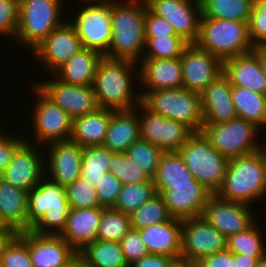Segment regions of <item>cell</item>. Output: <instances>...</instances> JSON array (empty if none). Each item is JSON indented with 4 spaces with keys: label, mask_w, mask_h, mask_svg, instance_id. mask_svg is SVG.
<instances>
[{
    "label": "cell",
    "mask_w": 266,
    "mask_h": 267,
    "mask_svg": "<svg viewBox=\"0 0 266 267\" xmlns=\"http://www.w3.org/2000/svg\"><path fill=\"white\" fill-rule=\"evenodd\" d=\"M137 84L139 87L138 64L103 56L98 62L92 87L99 108L130 111L142 102L140 89H135Z\"/></svg>",
    "instance_id": "obj_1"
},
{
    "label": "cell",
    "mask_w": 266,
    "mask_h": 267,
    "mask_svg": "<svg viewBox=\"0 0 266 267\" xmlns=\"http://www.w3.org/2000/svg\"><path fill=\"white\" fill-rule=\"evenodd\" d=\"M147 7V3L142 1L112 2V34L105 57L136 64L143 59Z\"/></svg>",
    "instance_id": "obj_2"
},
{
    "label": "cell",
    "mask_w": 266,
    "mask_h": 267,
    "mask_svg": "<svg viewBox=\"0 0 266 267\" xmlns=\"http://www.w3.org/2000/svg\"><path fill=\"white\" fill-rule=\"evenodd\" d=\"M227 200L253 206L266 198V151L230 158L221 188L215 194Z\"/></svg>",
    "instance_id": "obj_3"
},
{
    "label": "cell",
    "mask_w": 266,
    "mask_h": 267,
    "mask_svg": "<svg viewBox=\"0 0 266 267\" xmlns=\"http://www.w3.org/2000/svg\"><path fill=\"white\" fill-rule=\"evenodd\" d=\"M70 211L66 189L44 175L28 192L27 231L61 235Z\"/></svg>",
    "instance_id": "obj_4"
},
{
    "label": "cell",
    "mask_w": 266,
    "mask_h": 267,
    "mask_svg": "<svg viewBox=\"0 0 266 267\" xmlns=\"http://www.w3.org/2000/svg\"><path fill=\"white\" fill-rule=\"evenodd\" d=\"M64 0H19V24L14 41L30 53L65 18Z\"/></svg>",
    "instance_id": "obj_5"
},
{
    "label": "cell",
    "mask_w": 266,
    "mask_h": 267,
    "mask_svg": "<svg viewBox=\"0 0 266 267\" xmlns=\"http://www.w3.org/2000/svg\"><path fill=\"white\" fill-rule=\"evenodd\" d=\"M194 44L222 61L255 49L249 36L248 22L208 18L203 15Z\"/></svg>",
    "instance_id": "obj_6"
},
{
    "label": "cell",
    "mask_w": 266,
    "mask_h": 267,
    "mask_svg": "<svg viewBox=\"0 0 266 267\" xmlns=\"http://www.w3.org/2000/svg\"><path fill=\"white\" fill-rule=\"evenodd\" d=\"M194 179L215 195L221 188L229 159L204 136L195 132L178 150Z\"/></svg>",
    "instance_id": "obj_7"
},
{
    "label": "cell",
    "mask_w": 266,
    "mask_h": 267,
    "mask_svg": "<svg viewBox=\"0 0 266 267\" xmlns=\"http://www.w3.org/2000/svg\"><path fill=\"white\" fill-rule=\"evenodd\" d=\"M140 91L142 103L153 113L182 122L194 132L202 131L204 119L200 94L183 87Z\"/></svg>",
    "instance_id": "obj_8"
},
{
    "label": "cell",
    "mask_w": 266,
    "mask_h": 267,
    "mask_svg": "<svg viewBox=\"0 0 266 267\" xmlns=\"http://www.w3.org/2000/svg\"><path fill=\"white\" fill-rule=\"evenodd\" d=\"M260 131L256 124L237 117L221 124H203L201 132L221 155L230 159L263 149Z\"/></svg>",
    "instance_id": "obj_9"
},
{
    "label": "cell",
    "mask_w": 266,
    "mask_h": 267,
    "mask_svg": "<svg viewBox=\"0 0 266 267\" xmlns=\"http://www.w3.org/2000/svg\"><path fill=\"white\" fill-rule=\"evenodd\" d=\"M80 2L84 5L78 7L77 15L73 12L74 17L68 21L73 25L83 48L97 51L104 56L109 50L112 34V2L98 0H80Z\"/></svg>",
    "instance_id": "obj_10"
},
{
    "label": "cell",
    "mask_w": 266,
    "mask_h": 267,
    "mask_svg": "<svg viewBox=\"0 0 266 267\" xmlns=\"http://www.w3.org/2000/svg\"><path fill=\"white\" fill-rule=\"evenodd\" d=\"M32 93L35 94V104L31 108L32 123L31 128L34 132L31 136L25 137V140L45 146L48 143L69 141L72 133V118L57 104L51 101L34 83H32ZM33 140V141H32Z\"/></svg>",
    "instance_id": "obj_11"
},
{
    "label": "cell",
    "mask_w": 266,
    "mask_h": 267,
    "mask_svg": "<svg viewBox=\"0 0 266 267\" xmlns=\"http://www.w3.org/2000/svg\"><path fill=\"white\" fill-rule=\"evenodd\" d=\"M227 238L203 217L182 220L181 263L192 267L205 256L226 250Z\"/></svg>",
    "instance_id": "obj_12"
},
{
    "label": "cell",
    "mask_w": 266,
    "mask_h": 267,
    "mask_svg": "<svg viewBox=\"0 0 266 267\" xmlns=\"http://www.w3.org/2000/svg\"><path fill=\"white\" fill-rule=\"evenodd\" d=\"M135 109L139 112L141 139L157 146L163 152H178L195 133L182 122L153 113L142 102Z\"/></svg>",
    "instance_id": "obj_13"
},
{
    "label": "cell",
    "mask_w": 266,
    "mask_h": 267,
    "mask_svg": "<svg viewBox=\"0 0 266 267\" xmlns=\"http://www.w3.org/2000/svg\"><path fill=\"white\" fill-rule=\"evenodd\" d=\"M44 153L43 146L25 140L14 152L10 164L0 178L29 192L45 175Z\"/></svg>",
    "instance_id": "obj_14"
},
{
    "label": "cell",
    "mask_w": 266,
    "mask_h": 267,
    "mask_svg": "<svg viewBox=\"0 0 266 267\" xmlns=\"http://www.w3.org/2000/svg\"><path fill=\"white\" fill-rule=\"evenodd\" d=\"M82 44L73 25L66 19L56 27L31 53L53 75L75 53L81 50ZM47 68V69H46Z\"/></svg>",
    "instance_id": "obj_15"
},
{
    "label": "cell",
    "mask_w": 266,
    "mask_h": 267,
    "mask_svg": "<svg viewBox=\"0 0 266 267\" xmlns=\"http://www.w3.org/2000/svg\"><path fill=\"white\" fill-rule=\"evenodd\" d=\"M32 83L72 119L95 112L99 108L92 86L66 84L54 75H49V80H33Z\"/></svg>",
    "instance_id": "obj_16"
},
{
    "label": "cell",
    "mask_w": 266,
    "mask_h": 267,
    "mask_svg": "<svg viewBox=\"0 0 266 267\" xmlns=\"http://www.w3.org/2000/svg\"><path fill=\"white\" fill-rule=\"evenodd\" d=\"M148 8L166 19L188 44L198 38L202 6L200 0H148Z\"/></svg>",
    "instance_id": "obj_17"
},
{
    "label": "cell",
    "mask_w": 266,
    "mask_h": 267,
    "mask_svg": "<svg viewBox=\"0 0 266 267\" xmlns=\"http://www.w3.org/2000/svg\"><path fill=\"white\" fill-rule=\"evenodd\" d=\"M180 58L183 88L200 95L223 73V61L195 44H188Z\"/></svg>",
    "instance_id": "obj_18"
},
{
    "label": "cell",
    "mask_w": 266,
    "mask_h": 267,
    "mask_svg": "<svg viewBox=\"0 0 266 267\" xmlns=\"http://www.w3.org/2000/svg\"><path fill=\"white\" fill-rule=\"evenodd\" d=\"M251 205L223 200L212 195L204 207L202 216L226 238L235 235L256 221Z\"/></svg>",
    "instance_id": "obj_19"
},
{
    "label": "cell",
    "mask_w": 266,
    "mask_h": 267,
    "mask_svg": "<svg viewBox=\"0 0 266 267\" xmlns=\"http://www.w3.org/2000/svg\"><path fill=\"white\" fill-rule=\"evenodd\" d=\"M44 149L47 177L63 187L80 178L83 147L69 140L48 143Z\"/></svg>",
    "instance_id": "obj_20"
},
{
    "label": "cell",
    "mask_w": 266,
    "mask_h": 267,
    "mask_svg": "<svg viewBox=\"0 0 266 267\" xmlns=\"http://www.w3.org/2000/svg\"><path fill=\"white\" fill-rule=\"evenodd\" d=\"M18 236L28 246L33 267H63L78 254L60 235H40L28 230Z\"/></svg>",
    "instance_id": "obj_21"
},
{
    "label": "cell",
    "mask_w": 266,
    "mask_h": 267,
    "mask_svg": "<svg viewBox=\"0 0 266 267\" xmlns=\"http://www.w3.org/2000/svg\"><path fill=\"white\" fill-rule=\"evenodd\" d=\"M160 195L171 217L185 220L202 216L204 207L213 194L194 179L190 184L169 185Z\"/></svg>",
    "instance_id": "obj_22"
},
{
    "label": "cell",
    "mask_w": 266,
    "mask_h": 267,
    "mask_svg": "<svg viewBox=\"0 0 266 267\" xmlns=\"http://www.w3.org/2000/svg\"><path fill=\"white\" fill-rule=\"evenodd\" d=\"M201 105L203 124H221L237 118L232 86L223 73L202 92Z\"/></svg>",
    "instance_id": "obj_23"
},
{
    "label": "cell",
    "mask_w": 266,
    "mask_h": 267,
    "mask_svg": "<svg viewBox=\"0 0 266 267\" xmlns=\"http://www.w3.org/2000/svg\"><path fill=\"white\" fill-rule=\"evenodd\" d=\"M138 67L139 85L144 91L183 87L181 58L142 59Z\"/></svg>",
    "instance_id": "obj_24"
},
{
    "label": "cell",
    "mask_w": 266,
    "mask_h": 267,
    "mask_svg": "<svg viewBox=\"0 0 266 267\" xmlns=\"http://www.w3.org/2000/svg\"><path fill=\"white\" fill-rule=\"evenodd\" d=\"M223 74L228 78L231 86L266 94V77L260 58L254 50L223 60Z\"/></svg>",
    "instance_id": "obj_25"
},
{
    "label": "cell",
    "mask_w": 266,
    "mask_h": 267,
    "mask_svg": "<svg viewBox=\"0 0 266 267\" xmlns=\"http://www.w3.org/2000/svg\"><path fill=\"white\" fill-rule=\"evenodd\" d=\"M103 207L70 209L61 237L78 253L97 239Z\"/></svg>",
    "instance_id": "obj_26"
},
{
    "label": "cell",
    "mask_w": 266,
    "mask_h": 267,
    "mask_svg": "<svg viewBox=\"0 0 266 267\" xmlns=\"http://www.w3.org/2000/svg\"><path fill=\"white\" fill-rule=\"evenodd\" d=\"M181 226L182 220L171 218L138 231L149 254L173 257L181 262Z\"/></svg>",
    "instance_id": "obj_27"
},
{
    "label": "cell",
    "mask_w": 266,
    "mask_h": 267,
    "mask_svg": "<svg viewBox=\"0 0 266 267\" xmlns=\"http://www.w3.org/2000/svg\"><path fill=\"white\" fill-rule=\"evenodd\" d=\"M140 138V123L136 109L111 110V119L103 142L107 149L113 152H126Z\"/></svg>",
    "instance_id": "obj_28"
},
{
    "label": "cell",
    "mask_w": 266,
    "mask_h": 267,
    "mask_svg": "<svg viewBox=\"0 0 266 267\" xmlns=\"http://www.w3.org/2000/svg\"><path fill=\"white\" fill-rule=\"evenodd\" d=\"M28 191L0 178V221L18 233L27 231Z\"/></svg>",
    "instance_id": "obj_29"
},
{
    "label": "cell",
    "mask_w": 266,
    "mask_h": 267,
    "mask_svg": "<svg viewBox=\"0 0 266 267\" xmlns=\"http://www.w3.org/2000/svg\"><path fill=\"white\" fill-rule=\"evenodd\" d=\"M102 57L97 51L82 48L53 75L66 84L92 86L98 62Z\"/></svg>",
    "instance_id": "obj_30"
},
{
    "label": "cell",
    "mask_w": 266,
    "mask_h": 267,
    "mask_svg": "<svg viewBox=\"0 0 266 267\" xmlns=\"http://www.w3.org/2000/svg\"><path fill=\"white\" fill-rule=\"evenodd\" d=\"M111 119V110L98 108L95 112L72 119L70 141L81 147L103 145Z\"/></svg>",
    "instance_id": "obj_31"
},
{
    "label": "cell",
    "mask_w": 266,
    "mask_h": 267,
    "mask_svg": "<svg viewBox=\"0 0 266 267\" xmlns=\"http://www.w3.org/2000/svg\"><path fill=\"white\" fill-rule=\"evenodd\" d=\"M193 180L194 177L179 152L163 153L153 178L158 194L169 188V185L190 184Z\"/></svg>",
    "instance_id": "obj_32"
},
{
    "label": "cell",
    "mask_w": 266,
    "mask_h": 267,
    "mask_svg": "<svg viewBox=\"0 0 266 267\" xmlns=\"http://www.w3.org/2000/svg\"><path fill=\"white\" fill-rule=\"evenodd\" d=\"M78 254L83 258L86 267H129L120 242L96 239Z\"/></svg>",
    "instance_id": "obj_33"
},
{
    "label": "cell",
    "mask_w": 266,
    "mask_h": 267,
    "mask_svg": "<svg viewBox=\"0 0 266 267\" xmlns=\"http://www.w3.org/2000/svg\"><path fill=\"white\" fill-rule=\"evenodd\" d=\"M232 101L237 117L266 128V94H259L239 86H232Z\"/></svg>",
    "instance_id": "obj_34"
},
{
    "label": "cell",
    "mask_w": 266,
    "mask_h": 267,
    "mask_svg": "<svg viewBox=\"0 0 266 267\" xmlns=\"http://www.w3.org/2000/svg\"><path fill=\"white\" fill-rule=\"evenodd\" d=\"M202 15L208 18L249 22L254 0H200Z\"/></svg>",
    "instance_id": "obj_35"
},
{
    "label": "cell",
    "mask_w": 266,
    "mask_h": 267,
    "mask_svg": "<svg viewBox=\"0 0 266 267\" xmlns=\"http://www.w3.org/2000/svg\"><path fill=\"white\" fill-rule=\"evenodd\" d=\"M114 153L104 145L83 147L80 177L95 187L96 183L109 172L110 162Z\"/></svg>",
    "instance_id": "obj_36"
},
{
    "label": "cell",
    "mask_w": 266,
    "mask_h": 267,
    "mask_svg": "<svg viewBox=\"0 0 266 267\" xmlns=\"http://www.w3.org/2000/svg\"><path fill=\"white\" fill-rule=\"evenodd\" d=\"M259 221H255L247 229L227 238L226 249L233 254H245L251 257L266 256V242L260 228Z\"/></svg>",
    "instance_id": "obj_37"
},
{
    "label": "cell",
    "mask_w": 266,
    "mask_h": 267,
    "mask_svg": "<svg viewBox=\"0 0 266 267\" xmlns=\"http://www.w3.org/2000/svg\"><path fill=\"white\" fill-rule=\"evenodd\" d=\"M129 216L131 228L135 230L165 223L172 218L162 196L158 193L129 214Z\"/></svg>",
    "instance_id": "obj_38"
},
{
    "label": "cell",
    "mask_w": 266,
    "mask_h": 267,
    "mask_svg": "<svg viewBox=\"0 0 266 267\" xmlns=\"http://www.w3.org/2000/svg\"><path fill=\"white\" fill-rule=\"evenodd\" d=\"M156 194L154 182L125 184L113 208L129 215Z\"/></svg>",
    "instance_id": "obj_39"
},
{
    "label": "cell",
    "mask_w": 266,
    "mask_h": 267,
    "mask_svg": "<svg viewBox=\"0 0 266 267\" xmlns=\"http://www.w3.org/2000/svg\"><path fill=\"white\" fill-rule=\"evenodd\" d=\"M131 229L130 216L113 207L104 208L98 226L97 239L104 241L120 240Z\"/></svg>",
    "instance_id": "obj_40"
},
{
    "label": "cell",
    "mask_w": 266,
    "mask_h": 267,
    "mask_svg": "<svg viewBox=\"0 0 266 267\" xmlns=\"http://www.w3.org/2000/svg\"><path fill=\"white\" fill-rule=\"evenodd\" d=\"M136 165L146 172L152 179L157 173V168L163 151L150 142L139 139L125 152Z\"/></svg>",
    "instance_id": "obj_41"
},
{
    "label": "cell",
    "mask_w": 266,
    "mask_h": 267,
    "mask_svg": "<svg viewBox=\"0 0 266 267\" xmlns=\"http://www.w3.org/2000/svg\"><path fill=\"white\" fill-rule=\"evenodd\" d=\"M143 59H171L180 58L184 48L188 45L180 36L145 38Z\"/></svg>",
    "instance_id": "obj_42"
},
{
    "label": "cell",
    "mask_w": 266,
    "mask_h": 267,
    "mask_svg": "<svg viewBox=\"0 0 266 267\" xmlns=\"http://www.w3.org/2000/svg\"><path fill=\"white\" fill-rule=\"evenodd\" d=\"M109 173L115 176L122 185L154 182L146 172L132 162L125 152H115L113 154Z\"/></svg>",
    "instance_id": "obj_43"
},
{
    "label": "cell",
    "mask_w": 266,
    "mask_h": 267,
    "mask_svg": "<svg viewBox=\"0 0 266 267\" xmlns=\"http://www.w3.org/2000/svg\"><path fill=\"white\" fill-rule=\"evenodd\" d=\"M70 209L101 207L97 190L81 177L65 187Z\"/></svg>",
    "instance_id": "obj_44"
},
{
    "label": "cell",
    "mask_w": 266,
    "mask_h": 267,
    "mask_svg": "<svg viewBox=\"0 0 266 267\" xmlns=\"http://www.w3.org/2000/svg\"><path fill=\"white\" fill-rule=\"evenodd\" d=\"M248 28L254 47H266V0H254Z\"/></svg>",
    "instance_id": "obj_45"
},
{
    "label": "cell",
    "mask_w": 266,
    "mask_h": 267,
    "mask_svg": "<svg viewBox=\"0 0 266 267\" xmlns=\"http://www.w3.org/2000/svg\"><path fill=\"white\" fill-rule=\"evenodd\" d=\"M2 267H33L27 244L17 235L0 257Z\"/></svg>",
    "instance_id": "obj_46"
},
{
    "label": "cell",
    "mask_w": 266,
    "mask_h": 267,
    "mask_svg": "<svg viewBox=\"0 0 266 267\" xmlns=\"http://www.w3.org/2000/svg\"><path fill=\"white\" fill-rule=\"evenodd\" d=\"M19 24V0H0V36L13 38Z\"/></svg>",
    "instance_id": "obj_47"
},
{
    "label": "cell",
    "mask_w": 266,
    "mask_h": 267,
    "mask_svg": "<svg viewBox=\"0 0 266 267\" xmlns=\"http://www.w3.org/2000/svg\"><path fill=\"white\" fill-rule=\"evenodd\" d=\"M97 196L101 207H114L119 193L122 188V183L109 172L96 183Z\"/></svg>",
    "instance_id": "obj_48"
},
{
    "label": "cell",
    "mask_w": 266,
    "mask_h": 267,
    "mask_svg": "<svg viewBox=\"0 0 266 267\" xmlns=\"http://www.w3.org/2000/svg\"><path fill=\"white\" fill-rule=\"evenodd\" d=\"M120 244L125 259L129 265L137 260H140L144 256L149 255L146 245L144 244L138 230L131 228L120 240Z\"/></svg>",
    "instance_id": "obj_49"
},
{
    "label": "cell",
    "mask_w": 266,
    "mask_h": 267,
    "mask_svg": "<svg viewBox=\"0 0 266 267\" xmlns=\"http://www.w3.org/2000/svg\"><path fill=\"white\" fill-rule=\"evenodd\" d=\"M11 133L0 129V175L10 164L16 149L25 141V135Z\"/></svg>",
    "instance_id": "obj_50"
},
{
    "label": "cell",
    "mask_w": 266,
    "mask_h": 267,
    "mask_svg": "<svg viewBox=\"0 0 266 267\" xmlns=\"http://www.w3.org/2000/svg\"><path fill=\"white\" fill-rule=\"evenodd\" d=\"M145 38L178 36L173 26L164 18L154 14L148 7L145 16Z\"/></svg>",
    "instance_id": "obj_51"
},
{
    "label": "cell",
    "mask_w": 266,
    "mask_h": 267,
    "mask_svg": "<svg viewBox=\"0 0 266 267\" xmlns=\"http://www.w3.org/2000/svg\"><path fill=\"white\" fill-rule=\"evenodd\" d=\"M192 267H236V258L226 249L203 257Z\"/></svg>",
    "instance_id": "obj_52"
},
{
    "label": "cell",
    "mask_w": 266,
    "mask_h": 267,
    "mask_svg": "<svg viewBox=\"0 0 266 267\" xmlns=\"http://www.w3.org/2000/svg\"><path fill=\"white\" fill-rule=\"evenodd\" d=\"M180 262L164 255L149 254L129 265V267H176Z\"/></svg>",
    "instance_id": "obj_53"
},
{
    "label": "cell",
    "mask_w": 266,
    "mask_h": 267,
    "mask_svg": "<svg viewBox=\"0 0 266 267\" xmlns=\"http://www.w3.org/2000/svg\"><path fill=\"white\" fill-rule=\"evenodd\" d=\"M18 235V232L9 226H3L0 229V257L5 251L6 247L12 242V240Z\"/></svg>",
    "instance_id": "obj_54"
},
{
    "label": "cell",
    "mask_w": 266,
    "mask_h": 267,
    "mask_svg": "<svg viewBox=\"0 0 266 267\" xmlns=\"http://www.w3.org/2000/svg\"><path fill=\"white\" fill-rule=\"evenodd\" d=\"M236 267H256L258 261L263 257H251L245 254H234Z\"/></svg>",
    "instance_id": "obj_55"
},
{
    "label": "cell",
    "mask_w": 266,
    "mask_h": 267,
    "mask_svg": "<svg viewBox=\"0 0 266 267\" xmlns=\"http://www.w3.org/2000/svg\"><path fill=\"white\" fill-rule=\"evenodd\" d=\"M254 51L258 54L266 77V47H256Z\"/></svg>",
    "instance_id": "obj_56"
},
{
    "label": "cell",
    "mask_w": 266,
    "mask_h": 267,
    "mask_svg": "<svg viewBox=\"0 0 266 267\" xmlns=\"http://www.w3.org/2000/svg\"><path fill=\"white\" fill-rule=\"evenodd\" d=\"M63 267H86L83 258L77 254L71 261Z\"/></svg>",
    "instance_id": "obj_57"
},
{
    "label": "cell",
    "mask_w": 266,
    "mask_h": 267,
    "mask_svg": "<svg viewBox=\"0 0 266 267\" xmlns=\"http://www.w3.org/2000/svg\"><path fill=\"white\" fill-rule=\"evenodd\" d=\"M256 267H266V256H264L258 261Z\"/></svg>",
    "instance_id": "obj_58"
},
{
    "label": "cell",
    "mask_w": 266,
    "mask_h": 267,
    "mask_svg": "<svg viewBox=\"0 0 266 267\" xmlns=\"http://www.w3.org/2000/svg\"><path fill=\"white\" fill-rule=\"evenodd\" d=\"M98 1L120 2V1H141V0H98Z\"/></svg>",
    "instance_id": "obj_59"
},
{
    "label": "cell",
    "mask_w": 266,
    "mask_h": 267,
    "mask_svg": "<svg viewBox=\"0 0 266 267\" xmlns=\"http://www.w3.org/2000/svg\"><path fill=\"white\" fill-rule=\"evenodd\" d=\"M176 267H188V266H186V265H184L183 263H179Z\"/></svg>",
    "instance_id": "obj_60"
},
{
    "label": "cell",
    "mask_w": 266,
    "mask_h": 267,
    "mask_svg": "<svg viewBox=\"0 0 266 267\" xmlns=\"http://www.w3.org/2000/svg\"><path fill=\"white\" fill-rule=\"evenodd\" d=\"M264 137H266V136L264 135ZM264 140H265V141H263V144H264V149H265V151H266V139L264 138Z\"/></svg>",
    "instance_id": "obj_61"
},
{
    "label": "cell",
    "mask_w": 266,
    "mask_h": 267,
    "mask_svg": "<svg viewBox=\"0 0 266 267\" xmlns=\"http://www.w3.org/2000/svg\"><path fill=\"white\" fill-rule=\"evenodd\" d=\"M4 226V224L0 221V229Z\"/></svg>",
    "instance_id": "obj_62"
}]
</instances>
